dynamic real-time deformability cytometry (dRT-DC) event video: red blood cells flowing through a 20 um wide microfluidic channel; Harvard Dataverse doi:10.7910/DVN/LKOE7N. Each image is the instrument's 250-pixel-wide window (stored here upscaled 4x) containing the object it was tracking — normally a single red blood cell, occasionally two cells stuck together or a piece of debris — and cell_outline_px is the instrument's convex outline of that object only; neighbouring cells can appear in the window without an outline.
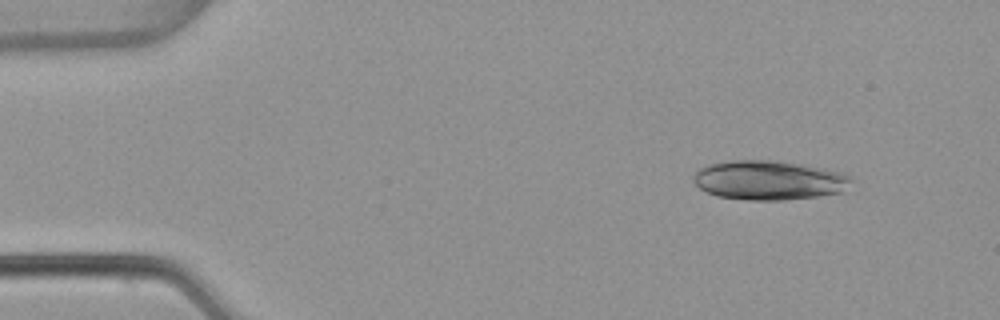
{"species": "common noctule bat (a hibernating species)", "species_latin": "Nyctalus noctula", "temperature_condition": "warm", "stored_images_in_passage": 5, "camera_frame_rate_fps": 3000, "um_per_image_px": 0.085, "animal": {"sex": "female", "body_mass_g": 22.7, "forearm_length_mm": 54.2}, "frame": {"image": 1, "passage_image": 1, "time_ms": 0.0, "image_size_px": [1000, 320], "cell_outline_px": [[852, 180], [840, 192], [816, 196], [784, 200], [748, 200], [716, 196], [700, 188], [696, 184], [696, 172], [700, 168], [708, 164], [732, 160], [772, 160], [800, 164], [824, 168], [844, 172]], "centroid_in_image_um": [65.36, 15.31], "position_along_channel_um": 19.6, "area_um2": 35.78}}
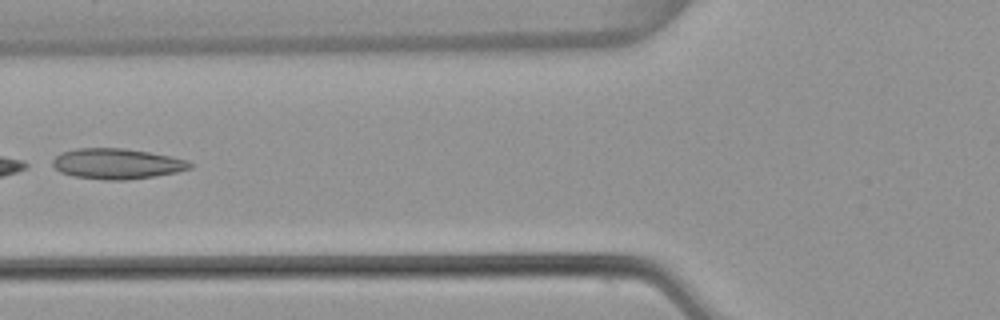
{"frame": {"image": 2, "passage_image": 5, "time_ms": 1.333, "image_size_px": [1000, 320], "cell_outline_px": [[196, 164], [192, 168], [176, 172], [152, 176], [124, 180], [104, 180], [72, 176], [60, 172], [52, 164], [52, 160], [60, 152], [76, 148], [124, 148], [172, 156], [188, 160]], "centroid_in_image_um": [9.95, 13.91], "position_along_channel_um": 115.9, "area_um2": 24.57}}